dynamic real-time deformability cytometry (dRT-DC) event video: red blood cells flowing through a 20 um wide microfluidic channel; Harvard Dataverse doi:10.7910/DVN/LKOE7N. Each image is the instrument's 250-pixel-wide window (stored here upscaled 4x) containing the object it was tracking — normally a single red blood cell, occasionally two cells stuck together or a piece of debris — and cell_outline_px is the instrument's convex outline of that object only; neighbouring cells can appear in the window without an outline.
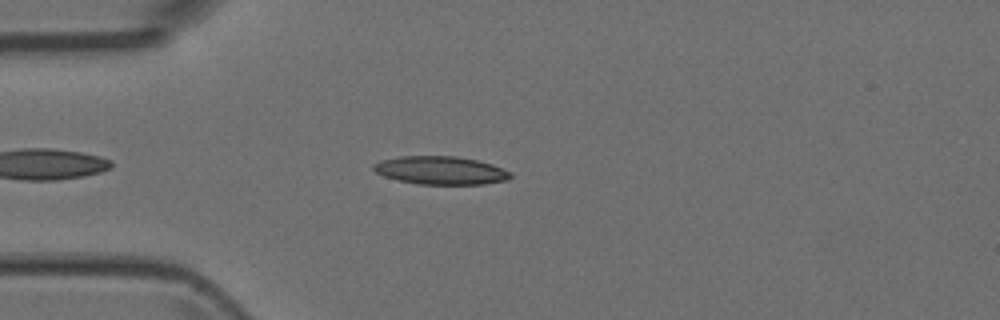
{"species": "Egyptian fruit bat (a non-hibernating species)", "species_latin": "Rousettus aegyptiacus", "temperature_condition": "room temperature", "stored_images_in_passage": 43, "camera_frame_rate_fps": 3000, "um_per_image_px": 0.085, "animal": {"sex": "female"}, "frame": {"image": 1, "passage_image": 6, "time_ms": 1.667, "image_size_px": [1000, 320], "cell_outline_px": [[512, 176], [508, 180], [484, 184], [416, 184], [384, 176], [376, 172], [372, 168], [372, 164], [380, 160], [400, 156], [456, 156], [476, 160], [492, 164], [512, 172]], "centroid_in_image_um": [37.46, 14.48], "position_along_channel_um": 47.5, "area_um2": 22.54}}
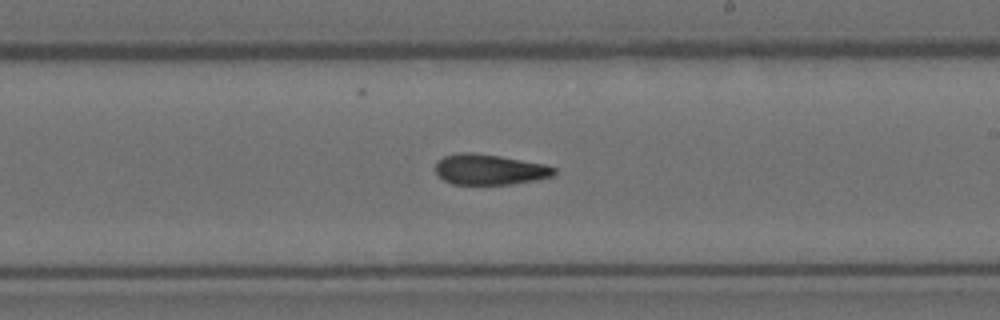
{"frame": {"image": 2, "passage_image": 22, "time_ms": 7.0, "image_size_px": [1000, 320], "cell_outline_px": [[556, 172], [552, 176], [512, 184], [452, 184], [444, 180], [436, 172], [436, 160], [444, 156], [460, 152], [472, 152], [500, 156], [544, 164], [556, 168]], "centroid_in_image_um": [41.58, 14.4], "position_along_channel_um": 247.4, "area_um2": 20.98}}
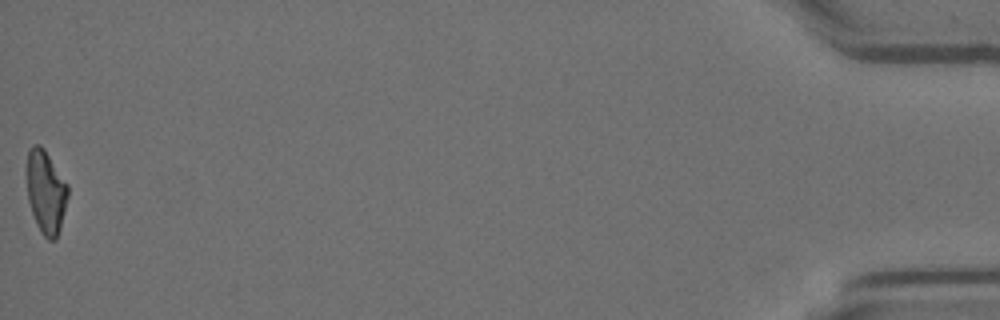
{"frame": {"image": 3, "passage_image": 43, "time_ms": 14.0, "image_size_px": [1000, 320], "cell_outline_px": [[68, 196], [60, 228], [56, 240], [48, 240], [44, 236], [36, 224], [28, 200], [28, 148], [32, 144], [40, 144], [44, 148], [68, 184]], "centroid_in_image_um": [3.91, 16.3], "position_along_channel_um": 431.3, "area_um2": 19.77}}